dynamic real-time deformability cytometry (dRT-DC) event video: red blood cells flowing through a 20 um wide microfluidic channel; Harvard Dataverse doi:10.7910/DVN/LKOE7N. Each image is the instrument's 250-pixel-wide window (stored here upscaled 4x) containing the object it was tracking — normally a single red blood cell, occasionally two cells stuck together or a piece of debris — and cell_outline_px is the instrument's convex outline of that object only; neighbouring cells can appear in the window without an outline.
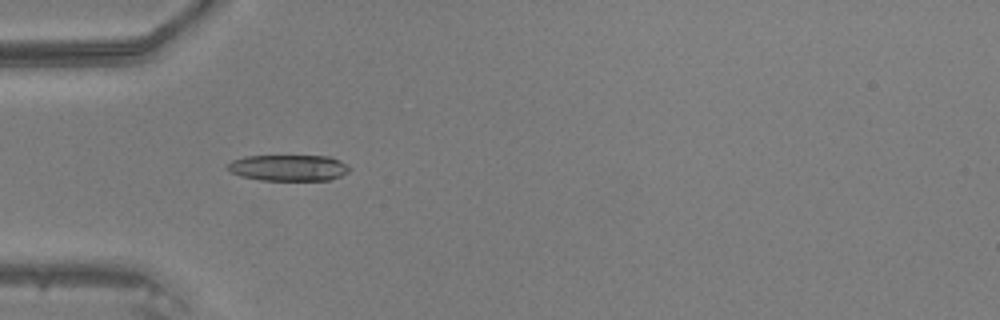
{"species": "common noctule bat (a hibernating species)", "species_latin": "Nyctalus noctula", "temperature_condition": "warm", "stored_images_in_passage": 48, "camera_frame_rate_fps": 3000, "um_per_image_px": 0.085, "animal": {"sex": "male", "body_mass_g": 20.5, "forearm_length_mm": 52.5}, "frame": {"image": 1, "passage_image": 16, "time_ms": 5.0, "image_size_px": [1000, 320], "cell_outline_px": [[352, 168], [348, 172], [340, 176], [328, 180], [260, 180], [240, 176], [232, 172], [228, 168], [228, 164], [232, 160], [244, 156], [332, 156], [340, 160]], "centroid_in_image_um": [24.56, 14.26], "position_along_channel_um": 60.4, "area_um2": 18.61}}
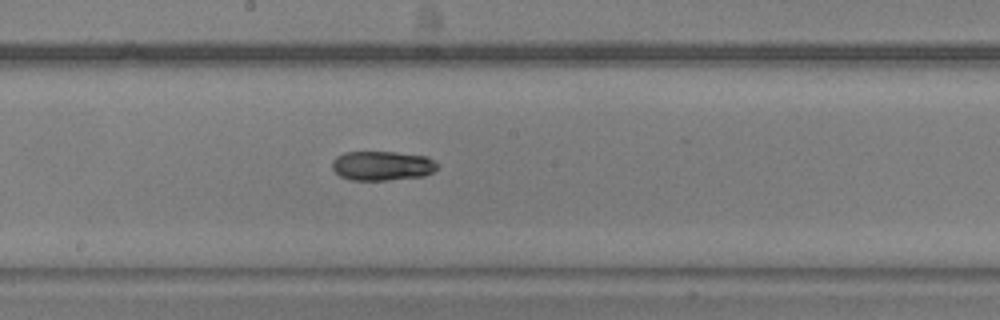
{"frame": {"image": 2, "passage_image": 27, "time_ms": 8.667, "image_size_px": [1000, 320], "cell_outline_px": [[436, 168], [432, 172], [424, 176], [388, 180], [348, 180], [340, 176], [332, 168], [332, 160], [336, 156], [344, 152], [396, 152], [428, 156], [436, 164]], "centroid_in_image_um": [32.45, 14.09], "position_along_channel_um": 215.8, "area_um2": 18.09}}
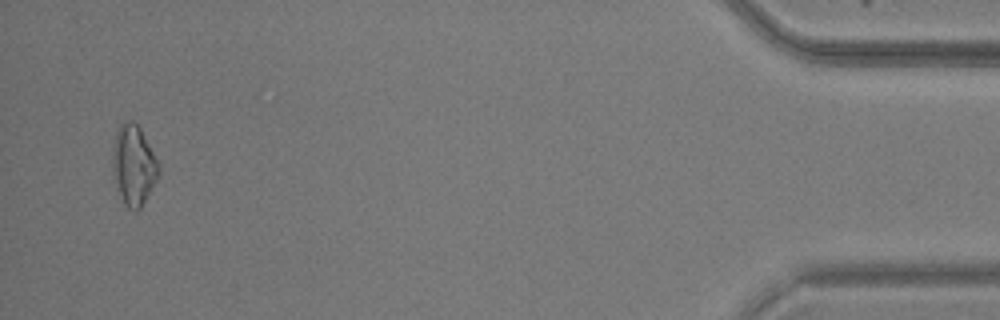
{"frame": {"image": 3, "passage_image": 47, "time_ms": 15.333, "image_size_px": [1000, 320], "cell_outline_px": [[160, 172], [156, 180], [140, 208], [136, 212], [128, 208], [124, 204], [112, 176], [112, 156], [116, 132], [120, 124], [128, 120], [132, 120], [140, 128], [160, 164]], "centroid_in_image_um": [11.35, 14.04], "position_along_channel_um": 423.9, "area_um2": 21.5}}